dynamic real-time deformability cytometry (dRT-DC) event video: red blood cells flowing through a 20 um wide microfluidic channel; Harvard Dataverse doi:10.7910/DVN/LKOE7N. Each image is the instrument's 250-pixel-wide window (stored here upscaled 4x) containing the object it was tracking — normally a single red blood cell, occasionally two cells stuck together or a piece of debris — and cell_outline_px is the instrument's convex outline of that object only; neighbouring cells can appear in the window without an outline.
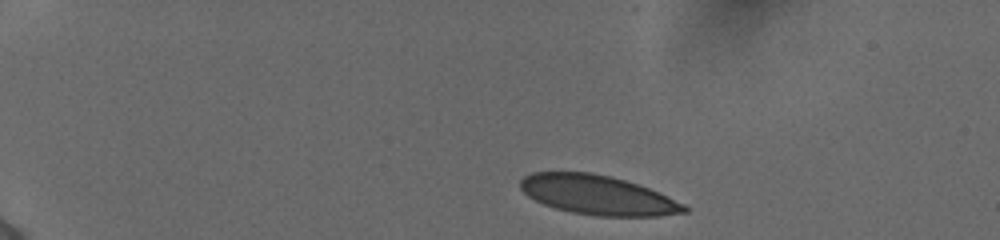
{"species": "human", "species_latin": "Homo sapiens", "temperature_condition": "cold", "stored_images_in_passage": 44, "camera_frame_rate_fps": 3000, "um_per_image_px": 0.085, "donor": {"sex": "female"}, "frame": {"image": 1, "passage_image": 1, "time_ms": 0.0, "image_size_px": [1000, 240], "cell_outline_px": [[688, 212], [660, 216], [596, 216], [572, 212], [556, 208], [544, 204], [528, 196], [520, 188], [520, 180], [524, 176], [532, 172], [588, 172], [612, 176], [648, 188], [684, 204], [688, 208]], "centroid_in_image_um": [50.79, 16.58], "position_along_channel_um": 34.2, "area_um2": 37.4}}
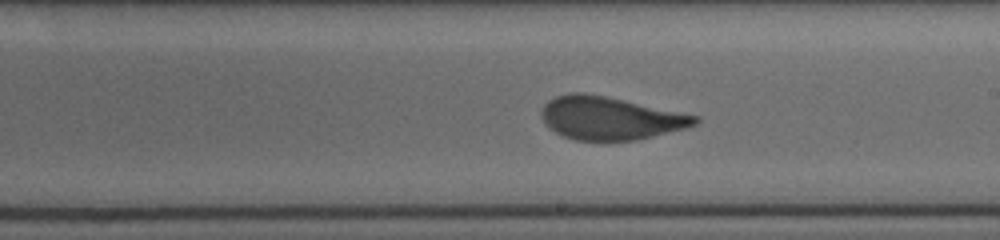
{"frame": {"image": 2, "passage_image": 24, "time_ms": 7.667, "image_size_px": [1000, 240], "cell_outline_px": [[700, 120], [696, 124], [684, 128], [636, 140], [576, 140], [564, 136], [548, 128], [540, 116], [540, 112], [544, 104], [548, 100], [556, 96], [572, 92], [584, 92], [604, 96], [700, 116]], "centroid_in_image_um": [51.82, 10.03], "position_along_channel_um": 237.2, "area_um2": 38.21}}
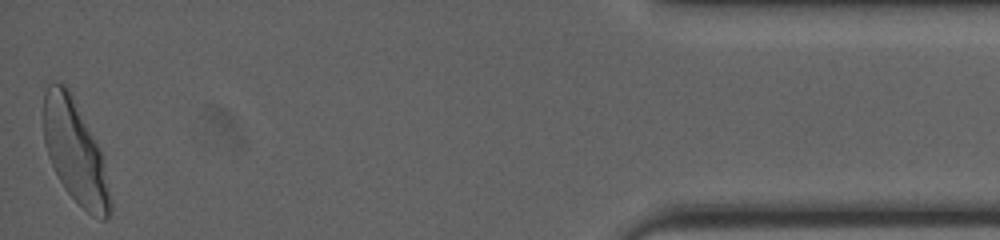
{"frame": {"image": 3, "passage_image": 44, "time_ms": 14.333, "image_size_px": [1000, 240], "cell_outline_px": [[112, 216], [104, 220], [100, 220], [92, 216], [64, 188], [48, 156], [44, 140], [44, 92], [48, 84], [64, 84], [68, 88], [100, 148], [112, 204]], "centroid_in_image_um": [6.4, 12.95], "position_along_channel_um": 428.8, "area_um2": 39.3}, "authors_computed_cell_mechanics": {"area_um2": 39.1017, "velocity_mm_per_s": 3.8617, "shape_relaxation_time_tau1_ms": 4.282, "shape_relaxation_time_tau2_ms": null, "deformation_change_tau1": 0.1661, "deformation_change_tau2": null}}